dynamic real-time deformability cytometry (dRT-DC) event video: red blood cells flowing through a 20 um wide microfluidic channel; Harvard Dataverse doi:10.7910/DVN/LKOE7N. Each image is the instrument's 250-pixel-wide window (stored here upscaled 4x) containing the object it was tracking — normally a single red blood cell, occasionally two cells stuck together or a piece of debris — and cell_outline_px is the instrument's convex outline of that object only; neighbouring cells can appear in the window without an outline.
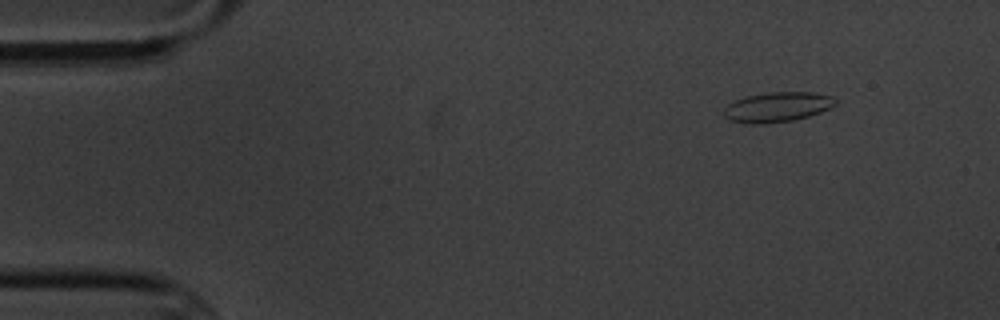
{"species": "common noctule bat (a hibernating species)", "species_latin": "Nyctalus noctula", "temperature_condition": "cold", "stored_images_in_passage": 6, "camera_frame_rate_fps": 3000, "um_per_image_px": 0.085, "animal": {"sex": "male", "body_mass_g": 20.1, "forearm_length_mm": 53.5}, "frame": {"image": 1, "passage_image": 2, "time_ms": 1.0, "image_size_px": [1000, 320], "cell_outline_px": [[836, 104], [820, 112], [808, 116], [792, 120], [764, 124], [752, 124], [732, 120], [724, 116], [724, 108], [728, 104], [736, 100], [748, 96], [768, 92], [812, 92], [832, 96], [836, 100]], "centroid_in_image_um": [66.08, 9.09], "position_along_channel_um": 18.9, "area_um2": 19.19}}